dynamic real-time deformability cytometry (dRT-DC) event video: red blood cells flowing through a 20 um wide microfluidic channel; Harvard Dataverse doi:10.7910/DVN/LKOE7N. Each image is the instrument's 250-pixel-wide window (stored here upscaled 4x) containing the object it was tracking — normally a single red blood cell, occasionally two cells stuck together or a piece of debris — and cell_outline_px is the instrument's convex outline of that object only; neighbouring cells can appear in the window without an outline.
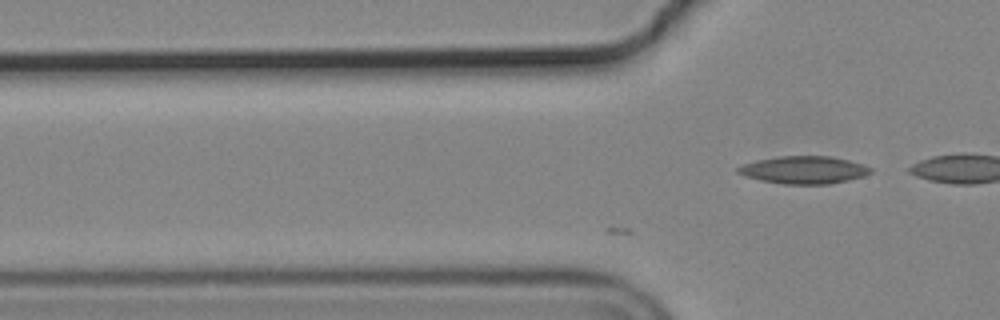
{"species": "common noctule bat (a hibernating species)", "species_latin": "Nyctalus noctula", "temperature_condition": "cold", "stored_images_in_passage": 13, "camera_frame_rate_fps": 3000, "um_per_image_px": 0.085, "animal": {"sex": "male", "body_mass_g": 19.2, "forearm_length_mm": 51.8}, "frame": {"image": 1, "passage_image": 13, "time_ms": 4.0, "image_size_px": [1000, 320], "cell_outline_px": [[872, 172], [864, 176], [848, 180], [828, 184], [784, 184], [760, 180], [744, 176], [736, 172], [736, 168], [744, 164], [756, 160], [780, 156], [828, 156], [848, 160], [864, 164], [872, 168]], "centroid_in_image_um": [68.33, 14.44], "position_along_channel_um": 57.5, "area_um2": 21.33}}